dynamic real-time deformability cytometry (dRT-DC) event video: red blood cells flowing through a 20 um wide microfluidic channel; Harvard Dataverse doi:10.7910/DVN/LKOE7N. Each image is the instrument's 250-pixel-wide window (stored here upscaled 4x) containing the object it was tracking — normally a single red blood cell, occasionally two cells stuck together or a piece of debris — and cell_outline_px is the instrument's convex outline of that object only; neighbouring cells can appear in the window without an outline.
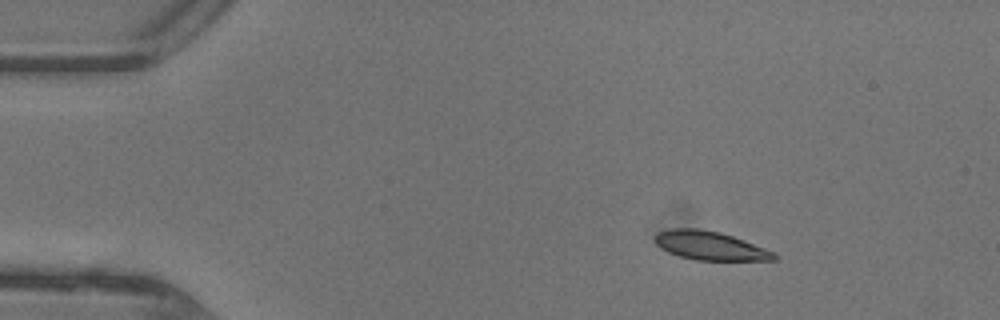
{"species": "common noctule bat (a hibernating species)", "species_latin": "Nyctalus noctula", "temperature_condition": "warm", "stored_images_in_passage": 31, "camera_frame_rate_fps": 3000, "um_per_image_px": 0.085, "animal": {"sex": "female"}, "frame": {"image": 1, "passage_image": 1, "time_ms": 0.0, "image_size_px": [1000, 320], "cell_outline_px": [[776, 260], [696, 260], [680, 256], [668, 252], [656, 244], [656, 232], [672, 228], [696, 228], [720, 232], [744, 240], [776, 252]], "centroid_in_image_um": [60.37, 20.88], "position_along_channel_um": 24.6, "area_um2": 19.83}}
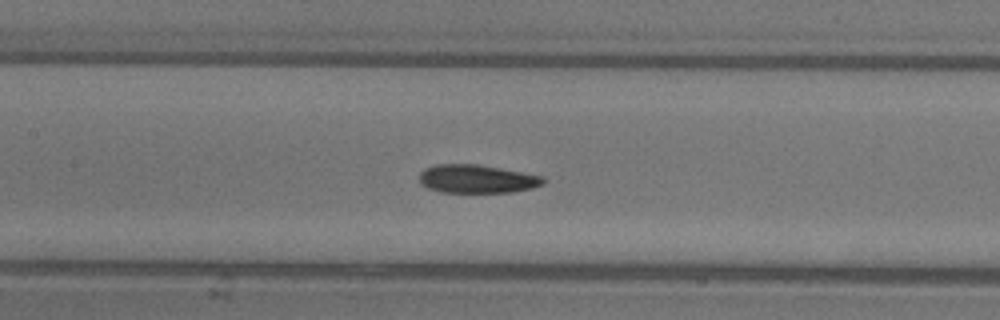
{"frame": {"image": 2, "passage_image": 16, "time_ms": 5.0, "image_size_px": [1000, 320], "cell_outline_px": [[544, 184], [532, 188], [512, 192], [440, 192], [428, 188], [420, 184], [420, 172], [424, 168], [436, 164], [476, 164], [544, 176]], "centroid_in_image_um": [40.52, 15.21], "position_along_channel_um": 166.9, "area_um2": 20.46}}
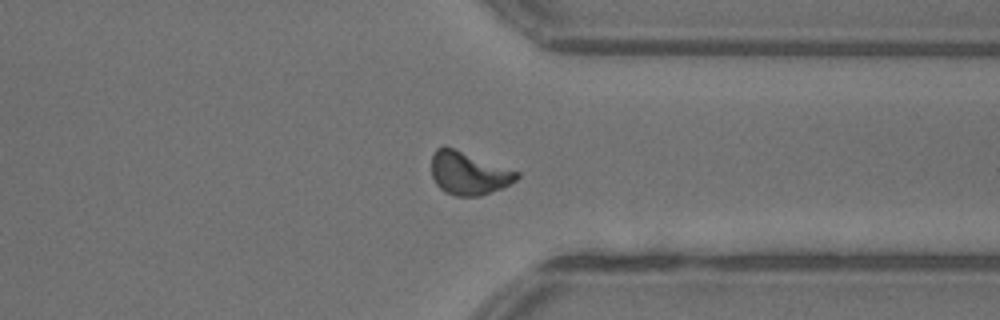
{"frame": {"image": 3, "passage_image": 30, "time_ms": 9.667, "image_size_px": [1000, 320], "cell_outline_px": [[520, 176], [516, 180], [500, 188], [480, 196], [456, 196], [444, 192], [436, 184], [432, 176], [432, 152], [436, 148], [444, 144], [520, 172]], "centroid_in_image_um": [39.8, 14.7], "position_along_channel_um": 371.6, "area_um2": 21.5}, "authors_computed_cell_mechanics": {"area_um2": 20.7502, "velocity_mm_per_s": 4.4285, "shape_relaxation_time_tau1_ms": 4.4234, "shape_relaxation_time_tau2_ms": 2.424, "deformation_change_tau1": 0.1572, "deformation_change_tau2": 0.0926}}